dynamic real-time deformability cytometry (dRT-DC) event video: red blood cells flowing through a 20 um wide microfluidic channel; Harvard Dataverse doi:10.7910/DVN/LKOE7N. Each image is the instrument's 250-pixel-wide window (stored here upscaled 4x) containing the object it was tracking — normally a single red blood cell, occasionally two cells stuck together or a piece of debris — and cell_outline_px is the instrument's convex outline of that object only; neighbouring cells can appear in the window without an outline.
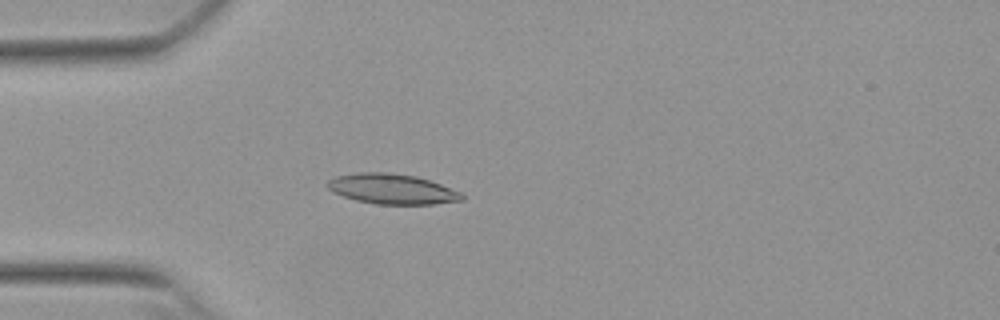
{"species": "Egyptian fruit bat (a non-hibernating species)", "species_latin": "Rousettus aegyptiacus", "temperature_condition": "warm", "stored_images_in_passage": 52, "camera_frame_rate_fps": 3000, "um_per_image_px": 0.085, "animal": {"sex": "female"}, "frame": {"image": 1, "passage_image": 14, "time_ms": 4.333, "image_size_px": [1000, 320], "cell_outline_px": [[464, 200], [432, 204], [376, 204], [356, 200], [332, 192], [324, 184], [328, 180], [336, 176], [360, 172], [388, 172], [416, 176], [440, 184], [460, 192], [464, 196]], "centroid_in_image_um": [33.29, 16.06], "position_along_channel_um": 51.7, "area_um2": 23.58}}
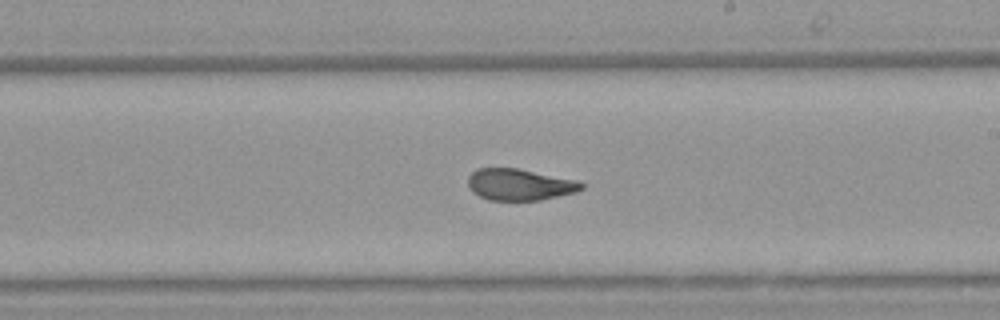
{"frame": {"image": 2, "passage_image": 30, "time_ms": 9.667, "image_size_px": [1000, 320], "cell_outline_px": [[584, 188], [576, 192], [540, 200], [488, 200], [472, 192], [468, 188], [468, 176], [476, 168], [516, 168], [576, 180], [584, 184]], "centroid_in_image_um": [44.13, 15.69], "position_along_channel_um": 244.9, "area_um2": 20.81}}
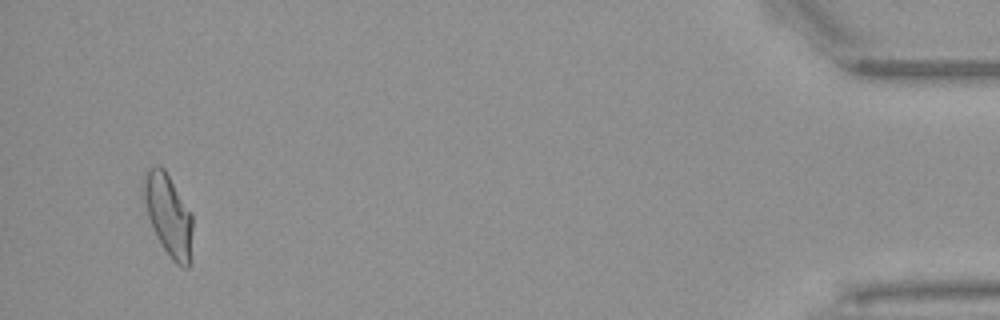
{"frame": {"image": 3, "passage_image": 50, "time_ms": 16.333, "image_size_px": [1000, 320], "cell_outline_px": [[192, 260], [188, 268], [184, 268], [176, 264], [172, 260], [156, 236], [148, 216], [144, 200], [144, 172], [156, 164], [160, 164], [164, 168], [192, 212]], "centroid_in_image_um": [14.35, 18.3], "position_along_channel_um": 420.8, "area_um2": 23.52}, "authors_computed_cell_mechanics": {"area_um2": 21.9929, "velocity_mm_per_s": 3.8267, "shape_relaxation_time_tau1_ms": 10.3169, "shape_relaxation_time_tau2_ms": 1.3744, "deformation_change_tau1": 0.2705, "deformation_change_tau2": 0.0806}}